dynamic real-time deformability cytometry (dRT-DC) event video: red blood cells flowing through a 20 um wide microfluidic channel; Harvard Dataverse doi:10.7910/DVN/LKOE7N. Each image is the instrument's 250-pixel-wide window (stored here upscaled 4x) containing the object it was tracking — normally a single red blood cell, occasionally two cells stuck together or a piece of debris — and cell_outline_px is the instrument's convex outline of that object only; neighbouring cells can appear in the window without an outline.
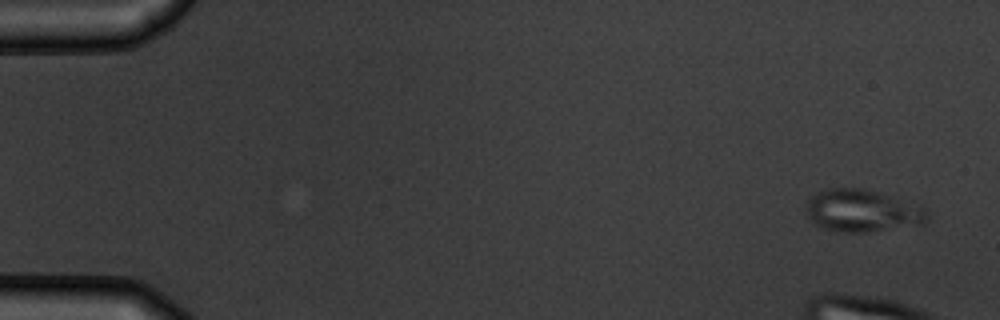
{"species": "common noctule bat (a hibernating species)", "species_latin": "Nyctalus noctula", "temperature_condition": "warm", "stored_images_in_passage": 5, "camera_frame_rate_fps": 3000, "um_per_image_px": 0.085, "animal": {"sex": "male", "body_mass_g": 19.5, "forearm_length_mm": 54.6}, "frame": {"image": 1, "passage_image": 1, "time_ms": 0.0, "image_size_px": [1000, 320], "cell_outline_px": [[928, 216], [924, 224], [868, 232], [844, 232], [824, 228], [816, 224], [808, 216], [808, 200], [816, 192], [824, 188], [864, 188], [924, 208], [928, 212]], "centroid_in_image_um": [73.27, 17.92], "position_along_channel_um": 11.7, "area_um2": 29.3}}